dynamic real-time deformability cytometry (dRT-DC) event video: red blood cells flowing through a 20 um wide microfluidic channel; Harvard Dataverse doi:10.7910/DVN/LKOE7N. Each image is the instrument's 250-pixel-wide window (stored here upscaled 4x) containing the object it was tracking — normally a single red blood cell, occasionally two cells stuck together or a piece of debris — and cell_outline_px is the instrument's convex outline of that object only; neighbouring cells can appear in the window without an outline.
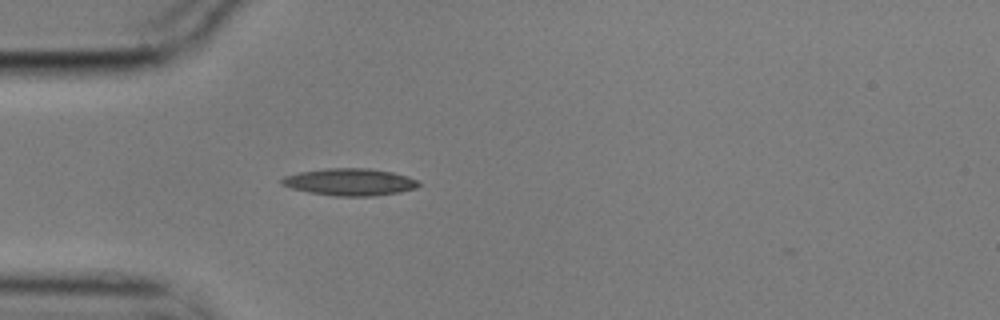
{"species": "common noctule bat (a hibernating species)", "species_latin": "Nyctalus noctula", "temperature_condition": "cold", "stored_images_in_passage": 1, "camera_frame_rate_fps": 3000, "um_per_image_px": 0.085, "animal": {"sex": "male", "body_mass_g": 17.9}, "frame": {"image": 1, "passage_image": 1, "time_ms": 0.0, "image_size_px": [1000, 320], "cell_outline_px": [[420, 184], [416, 188], [400, 192], [372, 196], [336, 196], [308, 192], [292, 188], [280, 184], [280, 180], [284, 176], [300, 172], [328, 168], [372, 168], [392, 172], [408, 176], [416, 180]], "centroid_in_image_um": [29.73, 15.47], "position_along_channel_um": 55.3, "area_um2": 21.62}}